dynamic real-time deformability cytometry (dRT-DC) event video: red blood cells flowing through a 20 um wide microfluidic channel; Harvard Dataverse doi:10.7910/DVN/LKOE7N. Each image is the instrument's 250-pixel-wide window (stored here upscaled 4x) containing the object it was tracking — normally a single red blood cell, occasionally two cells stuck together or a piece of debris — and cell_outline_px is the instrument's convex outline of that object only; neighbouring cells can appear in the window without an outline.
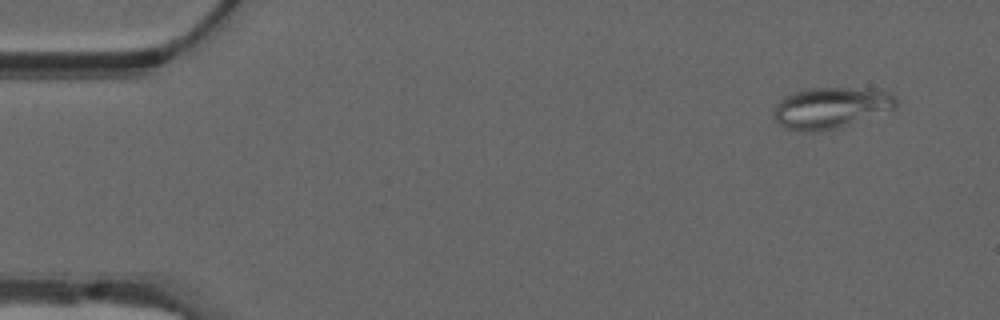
{"species": "common noctule bat (a hibernating species)", "species_latin": "Nyctalus noctula", "temperature_condition": "warm", "stored_images_in_passage": 2, "camera_frame_rate_fps": 3000, "um_per_image_px": 0.085, "animal": {"sex": "male", "forearm_length_mm": 52.5}, "frame": {"image": 1, "passage_image": 1, "time_ms": 0.0, "image_size_px": [1000, 320], "cell_outline_px": [[900, 100], [896, 108], [836, 128], [812, 132], [804, 132], [784, 128], [772, 116], [772, 112], [776, 104], [784, 96], [808, 88], [848, 88], [892, 92]], "centroid_in_image_um": [70.6, 9.16], "position_along_channel_um": 14.4, "area_um2": 29.25}}